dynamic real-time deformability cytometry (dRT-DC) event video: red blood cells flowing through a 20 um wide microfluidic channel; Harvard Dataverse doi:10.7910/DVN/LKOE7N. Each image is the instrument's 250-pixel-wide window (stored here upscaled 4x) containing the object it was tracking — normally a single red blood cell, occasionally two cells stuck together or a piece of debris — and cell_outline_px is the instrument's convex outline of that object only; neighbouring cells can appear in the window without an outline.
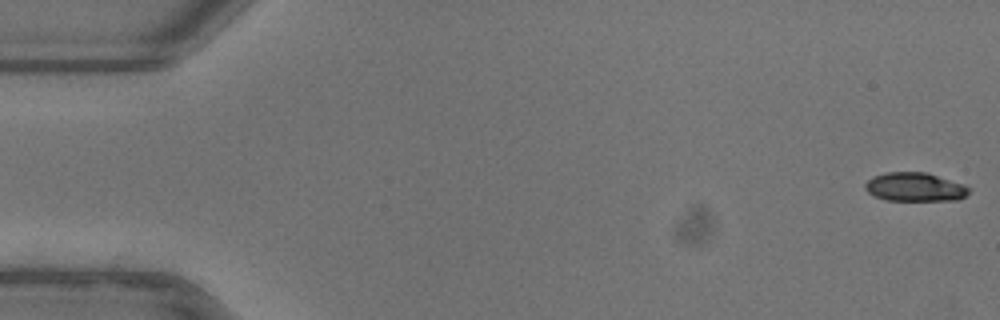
{"species": "common noctule bat (a hibernating species)", "species_latin": "Nyctalus noctula", "temperature_condition": "warm", "stored_images_in_passage": 53, "camera_frame_rate_fps": 3000, "um_per_image_px": 0.085, "animal": {"sex": "female"}, "frame": {"image": 1, "passage_image": 1, "time_ms": 0.0, "image_size_px": [1000, 320], "cell_outline_px": [[968, 192], [960, 200], [884, 200], [868, 192], [864, 188], [864, 184], [872, 176], [884, 172], [928, 172], [964, 184], [968, 188]], "centroid_in_image_um": [77.74, 15.88], "position_along_channel_um": 7.3, "area_um2": 17.46}}
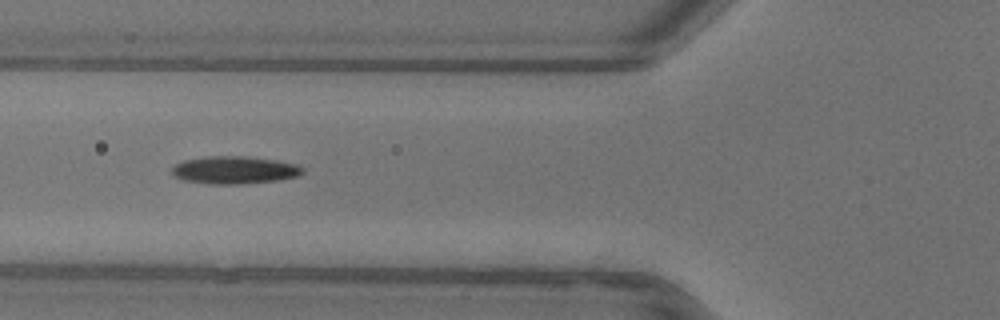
{"frame": {"image": 2, "passage_image": 20, "time_ms": 6.333, "image_size_px": [1000, 320], "cell_outline_px": [[304, 172], [296, 176], [276, 180], [240, 184], [212, 184], [180, 180], [172, 176], [172, 168], [176, 164], [184, 160], [208, 156], [244, 156], [276, 160], [296, 164], [304, 168]], "centroid_in_image_um": [19.89, 14.45], "position_along_channel_um": 105.9, "area_um2": 21.04}}
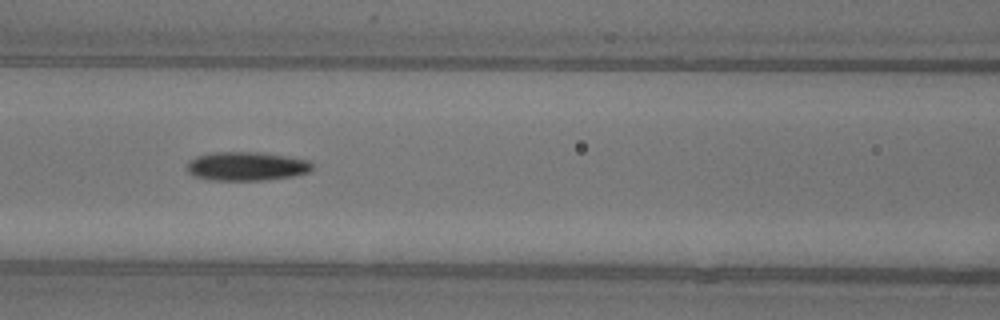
{"frame": {"image": 3, "passage_image": 23, "time_ms": 7.333, "image_size_px": [1000, 320], "cell_outline_px": [[312, 168], [308, 172], [292, 176], [264, 180], [212, 180], [192, 176], [184, 168], [188, 160], [196, 156], [212, 152], [260, 152], [312, 160]], "centroid_in_image_um": [20.9, 14.12], "position_along_channel_um": 145.7, "area_um2": 21.33}, "authors_computed_cell_mechanics": {"area_um2": 19.7098, "velocity_mm_per_s": 3.9268, "shape_relaxation_time_tau1_ms": 4.2169, "shape_relaxation_time_tau2_ms": null, "deformation_change_tau1": 0.1564, "deformation_change_tau2": null}}